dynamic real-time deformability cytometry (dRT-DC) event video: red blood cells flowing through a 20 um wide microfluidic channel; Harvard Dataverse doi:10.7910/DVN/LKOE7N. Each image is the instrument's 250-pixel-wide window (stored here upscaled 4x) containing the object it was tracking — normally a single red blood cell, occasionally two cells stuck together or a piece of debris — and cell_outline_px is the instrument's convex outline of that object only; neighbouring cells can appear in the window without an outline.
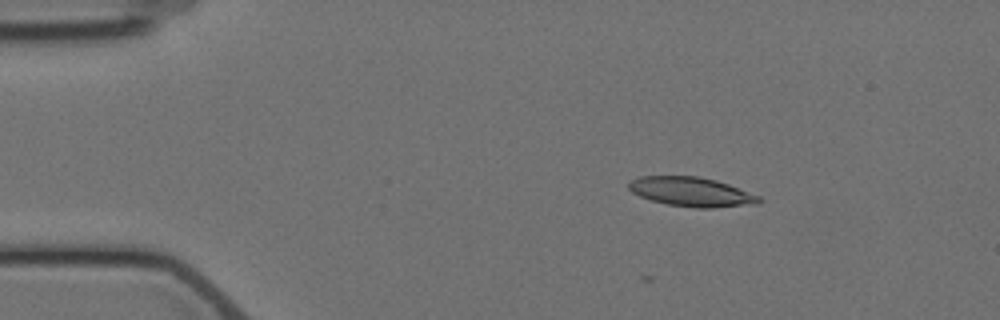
{"species": "Egyptian fruit bat (a non-hibernating species)", "species_latin": "Rousettus aegyptiacus", "temperature_condition": "cold", "stored_images_in_passage": 5, "camera_frame_rate_fps": 3000, "um_per_image_px": 0.085, "animal": {"sex": "female"}, "frame": {"image": 1, "passage_image": 3, "time_ms": 2.333, "image_size_px": [1000, 320], "cell_outline_px": [[764, 200], [760, 204], [712, 208], [696, 208], [668, 204], [652, 200], [640, 196], [632, 192], [628, 188], [628, 180], [640, 176], [696, 176], [716, 180], [728, 184], [760, 196]], "centroid_in_image_um": [58.8, 16.31], "position_along_channel_um": 26.2, "area_um2": 22.43}}